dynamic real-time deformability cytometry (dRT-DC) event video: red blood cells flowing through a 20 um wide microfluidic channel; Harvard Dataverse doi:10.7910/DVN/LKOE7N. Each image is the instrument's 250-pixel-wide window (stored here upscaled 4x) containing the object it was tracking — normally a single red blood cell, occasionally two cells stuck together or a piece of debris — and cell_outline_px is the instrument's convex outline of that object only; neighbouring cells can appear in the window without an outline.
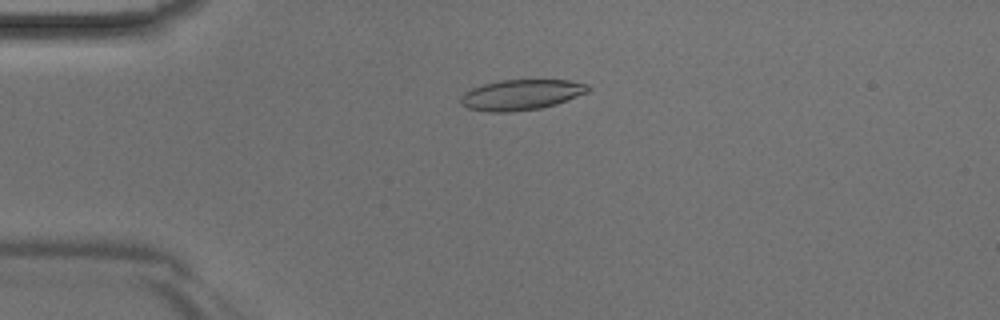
{"species": "Egyptian fruit bat (a non-hibernating species)", "species_latin": "Rousettus aegyptiacus", "temperature_condition": "room temperature", "stored_images_in_passage": 45, "camera_frame_rate_fps": 3000, "um_per_image_px": 0.085, "animal": {"sex": "male"}, "frame": {"image": 1, "passage_image": 11, "time_ms": 3.333, "image_size_px": [1000, 320], "cell_outline_px": [[592, 88], [588, 92], [556, 104], [540, 108], [508, 112], [488, 112], [468, 108], [460, 104], [460, 96], [464, 92], [472, 88], [484, 84], [500, 80], [568, 80], [588, 84]], "centroid_in_image_um": [44.29, 8.05], "position_along_channel_um": 40.7, "area_um2": 22.66}}
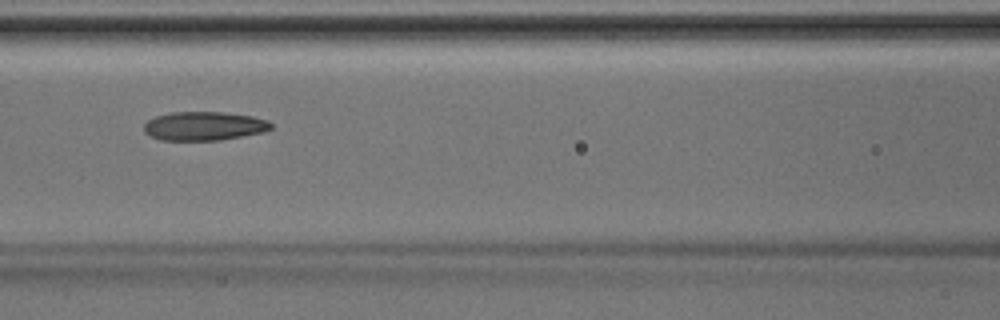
{"frame": {"image": 2, "passage_image": 20, "time_ms": 6.333, "image_size_px": [1000, 320], "cell_outline_px": [[272, 128], [264, 132], [220, 140], [160, 140], [144, 132], [144, 124], [148, 120], [156, 116], [172, 112], [224, 112], [252, 116], [268, 120], [272, 124]], "centroid_in_image_um": [17.36, 10.71], "position_along_channel_um": 149.2, "area_um2": 21.33}}
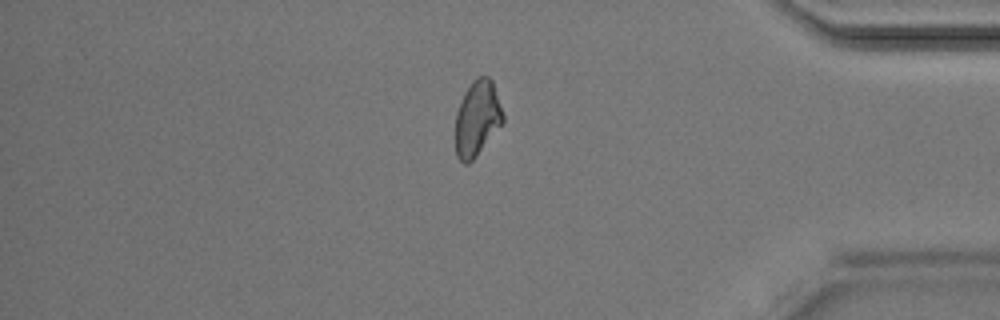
{"frame": {"image": 3, "passage_image": 38, "time_ms": 12.333, "image_size_px": [1000, 320], "cell_outline_px": [[504, 124], [476, 156], [468, 164], [464, 164], [456, 156], [456, 112], [460, 100], [464, 92], [472, 80], [476, 76], [488, 76], [492, 80], [504, 116]], "centroid_in_image_um": [40.57, 10.06], "position_along_channel_um": 394.6, "area_um2": 21.15}}